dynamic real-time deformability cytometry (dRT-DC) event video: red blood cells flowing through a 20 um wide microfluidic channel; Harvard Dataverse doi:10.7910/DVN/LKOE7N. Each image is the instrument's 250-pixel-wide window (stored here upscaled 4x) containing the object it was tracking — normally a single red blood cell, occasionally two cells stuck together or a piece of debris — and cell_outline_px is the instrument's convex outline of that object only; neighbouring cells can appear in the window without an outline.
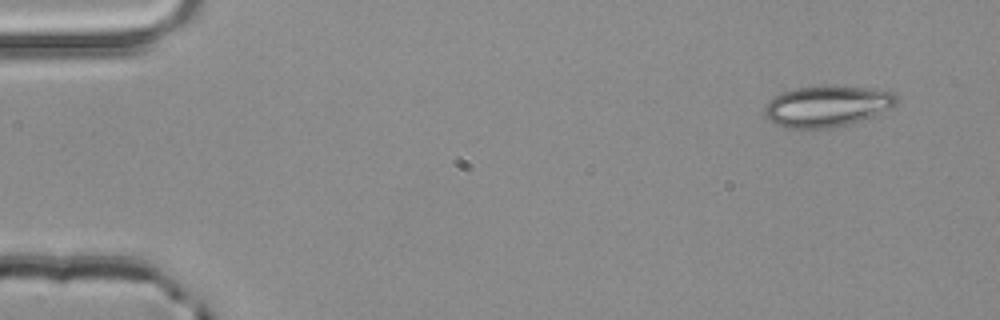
{"species": "common noctule bat (a hibernating species)", "species_latin": "Nyctalus noctula", "temperature_condition": "room temperature", "stored_images_in_passage": 4, "camera_frame_rate_fps": 3000, "um_per_image_px": 0.085, "animal": {"sex": "male", "body_mass_g": 20.4}, "frame": {"image": 1, "passage_image": 1, "time_ms": 0.0, "image_size_px": [1000, 320], "cell_outline_px": [[900, 100], [892, 108], [876, 116], [848, 124], [832, 128], [784, 128], [772, 124], [764, 116], [764, 108], [776, 96], [784, 92], [796, 88], [824, 84], [836, 84], [896, 92]], "centroid_in_image_um": [70.35, 9.02], "position_along_channel_um": 14.6, "area_um2": 32.37}}